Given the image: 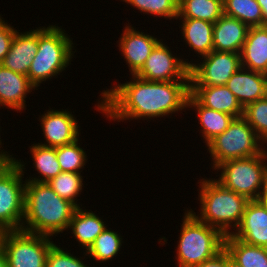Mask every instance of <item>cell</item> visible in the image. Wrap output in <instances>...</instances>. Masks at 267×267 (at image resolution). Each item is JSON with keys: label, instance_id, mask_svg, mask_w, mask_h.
Listing matches in <instances>:
<instances>
[{"label": "cell", "instance_id": "1", "mask_svg": "<svg viewBox=\"0 0 267 267\" xmlns=\"http://www.w3.org/2000/svg\"><path fill=\"white\" fill-rule=\"evenodd\" d=\"M130 81L115 83L99 96L95 109L110 121L147 120L184 111L191 93L190 81L156 82L131 75Z\"/></svg>", "mask_w": 267, "mask_h": 267}, {"label": "cell", "instance_id": "2", "mask_svg": "<svg viewBox=\"0 0 267 267\" xmlns=\"http://www.w3.org/2000/svg\"><path fill=\"white\" fill-rule=\"evenodd\" d=\"M76 206L59 197L48 183L26 181L21 230L53 237L68 231Z\"/></svg>", "mask_w": 267, "mask_h": 267}, {"label": "cell", "instance_id": "3", "mask_svg": "<svg viewBox=\"0 0 267 267\" xmlns=\"http://www.w3.org/2000/svg\"><path fill=\"white\" fill-rule=\"evenodd\" d=\"M200 181V182H199ZM198 200L200 214L190 211L202 222L218 229L224 236L232 235L240 225L249 200L225 188L216 179L200 178Z\"/></svg>", "mask_w": 267, "mask_h": 267}, {"label": "cell", "instance_id": "4", "mask_svg": "<svg viewBox=\"0 0 267 267\" xmlns=\"http://www.w3.org/2000/svg\"><path fill=\"white\" fill-rule=\"evenodd\" d=\"M65 32V29L53 24L38 27V50L28 71L29 81L36 90L41 83L66 71V67L71 64L75 53L74 44Z\"/></svg>", "mask_w": 267, "mask_h": 267}, {"label": "cell", "instance_id": "5", "mask_svg": "<svg viewBox=\"0 0 267 267\" xmlns=\"http://www.w3.org/2000/svg\"><path fill=\"white\" fill-rule=\"evenodd\" d=\"M182 220L175 256L178 267H194L224 248L225 236L218 229L200 221L188 208Z\"/></svg>", "mask_w": 267, "mask_h": 267}, {"label": "cell", "instance_id": "6", "mask_svg": "<svg viewBox=\"0 0 267 267\" xmlns=\"http://www.w3.org/2000/svg\"><path fill=\"white\" fill-rule=\"evenodd\" d=\"M267 148L259 155L224 161L214 170L220 171L216 179L225 188L246 197L258 200L267 189Z\"/></svg>", "mask_w": 267, "mask_h": 267}, {"label": "cell", "instance_id": "7", "mask_svg": "<svg viewBox=\"0 0 267 267\" xmlns=\"http://www.w3.org/2000/svg\"><path fill=\"white\" fill-rule=\"evenodd\" d=\"M254 129L242 117L234 118L229 127L207 145L213 170L232 159L249 158L262 154L267 148Z\"/></svg>", "mask_w": 267, "mask_h": 267}, {"label": "cell", "instance_id": "8", "mask_svg": "<svg viewBox=\"0 0 267 267\" xmlns=\"http://www.w3.org/2000/svg\"><path fill=\"white\" fill-rule=\"evenodd\" d=\"M25 164L12 159L0 170V232L21 230L24 217Z\"/></svg>", "mask_w": 267, "mask_h": 267}, {"label": "cell", "instance_id": "9", "mask_svg": "<svg viewBox=\"0 0 267 267\" xmlns=\"http://www.w3.org/2000/svg\"><path fill=\"white\" fill-rule=\"evenodd\" d=\"M54 244L50 236L23 230L0 232L7 267H46L47 254Z\"/></svg>", "mask_w": 267, "mask_h": 267}, {"label": "cell", "instance_id": "10", "mask_svg": "<svg viewBox=\"0 0 267 267\" xmlns=\"http://www.w3.org/2000/svg\"><path fill=\"white\" fill-rule=\"evenodd\" d=\"M190 66V86H223L241 66V54L213 50Z\"/></svg>", "mask_w": 267, "mask_h": 267}, {"label": "cell", "instance_id": "11", "mask_svg": "<svg viewBox=\"0 0 267 267\" xmlns=\"http://www.w3.org/2000/svg\"><path fill=\"white\" fill-rule=\"evenodd\" d=\"M165 44L162 39L135 75L141 79L156 82L190 81L189 60H183L177 54L175 56L171 48Z\"/></svg>", "mask_w": 267, "mask_h": 267}, {"label": "cell", "instance_id": "12", "mask_svg": "<svg viewBox=\"0 0 267 267\" xmlns=\"http://www.w3.org/2000/svg\"><path fill=\"white\" fill-rule=\"evenodd\" d=\"M62 110V111H61ZM48 109L39 116L45 142L42 146L57 148L74 142L80 137V124L68 109ZM79 128V129H78Z\"/></svg>", "mask_w": 267, "mask_h": 267}, {"label": "cell", "instance_id": "13", "mask_svg": "<svg viewBox=\"0 0 267 267\" xmlns=\"http://www.w3.org/2000/svg\"><path fill=\"white\" fill-rule=\"evenodd\" d=\"M134 27L128 22V26L124 27V32L117 41L119 51H121L131 75H135L143 67L152 50L161 41L152 34H144Z\"/></svg>", "mask_w": 267, "mask_h": 267}, {"label": "cell", "instance_id": "14", "mask_svg": "<svg viewBox=\"0 0 267 267\" xmlns=\"http://www.w3.org/2000/svg\"><path fill=\"white\" fill-rule=\"evenodd\" d=\"M232 236L247 244L267 248V211L258 200L247 203L240 225Z\"/></svg>", "mask_w": 267, "mask_h": 267}, {"label": "cell", "instance_id": "15", "mask_svg": "<svg viewBox=\"0 0 267 267\" xmlns=\"http://www.w3.org/2000/svg\"><path fill=\"white\" fill-rule=\"evenodd\" d=\"M243 108L267 96V75L241 67L225 85Z\"/></svg>", "mask_w": 267, "mask_h": 267}, {"label": "cell", "instance_id": "16", "mask_svg": "<svg viewBox=\"0 0 267 267\" xmlns=\"http://www.w3.org/2000/svg\"><path fill=\"white\" fill-rule=\"evenodd\" d=\"M35 28L25 32L16 31L10 50L1 63L4 68L28 76L38 50V28Z\"/></svg>", "mask_w": 267, "mask_h": 267}, {"label": "cell", "instance_id": "17", "mask_svg": "<svg viewBox=\"0 0 267 267\" xmlns=\"http://www.w3.org/2000/svg\"><path fill=\"white\" fill-rule=\"evenodd\" d=\"M35 89L27 75L4 68L0 64V105L17 112L26 110V95Z\"/></svg>", "mask_w": 267, "mask_h": 267}, {"label": "cell", "instance_id": "18", "mask_svg": "<svg viewBox=\"0 0 267 267\" xmlns=\"http://www.w3.org/2000/svg\"><path fill=\"white\" fill-rule=\"evenodd\" d=\"M249 27L223 14L213 27V50L241 53Z\"/></svg>", "mask_w": 267, "mask_h": 267}, {"label": "cell", "instance_id": "19", "mask_svg": "<svg viewBox=\"0 0 267 267\" xmlns=\"http://www.w3.org/2000/svg\"><path fill=\"white\" fill-rule=\"evenodd\" d=\"M191 94L205 107L229 115L242 117L244 108L225 86H191Z\"/></svg>", "mask_w": 267, "mask_h": 267}, {"label": "cell", "instance_id": "20", "mask_svg": "<svg viewBox=\"0 0 267 267\" xmlns=\"http://www.w3.org/2000/svg\"><path fill=\"white\" fill-rule=\"evenodd\" d=\"M240 54L242 67L267 75V25L249 27Z\"/></svg>", "mask_w": 267, "mask_h": 267}, {"label": "cell", "instance_id": "21", "mask_svg": "<svg viewBox=\"0 0 267 267\" xmlns=\"http://www.w3.org/2000/svg\"><path fill=\"white\" fill-rule=\"evenodd\" d=\"M104 222L93 211L83 210V207H78L70 220L68 230L70 229L74 239L79 244L78 246L85 249L84 251L86 252L106 226H108Z\"/></svg>", "mask_w": 267, "mask_h": 267}, {"label": "cell", "instance_id": "22", "mask_svg": "<svg viewBox=\"0 0 267 267\" xmlns=\"http://www.w3.org/2000/svg\"><path fill=\"white\" fill-rule=\"evenodd\" d=\"M179 20H182L179 28L181 27L183 42L198 54V58L213 51V23L191 18H179Z\"/></svg>", "mask_w": 267, "mask_h": 267}, {"label": "cell", "instance_id": "23", "mask_svg": "<svg viewBox=\"0 0 267 267\" xmlns=\"http://www.w3.org/2000/svg\"><path fill=\"white\" fill-rule=\"evenodd\" d=\"M187 108L196 111L198 123L201 126V137L206 145L217 135L222 134L235 118L232 115L203 106L191 93L187 100Z\"/></svg>", "mask_w": 267, "mask_h": 267}, {"label": "cell", "instance_id": "24", "mask_svg": "<svg viewBox=\"0 0 267 267\" xmlns=\"http://www.w3.org/2000/svg\"><path fill=\"white\" fill-rule=\"evenodd\" d=\"M224 247L241 267H267V248L247 244L232 235L225 236Z\"/></svg>", "mask_w": 267, "mask_h": 267}, {"label": "cell", "instance_id": "25", "mask_svg": "<svg viewBox=\"0 0 267 267\" xmlns=\"http://www.w3.org/2000/svg\"><path fill=\"white\" fill-rule=\"evenodd\" d=\"M29 148L33 158V168L35 167L39 176H30L25 181L47 183L62 172L56 155V148L42 146L38 143H34Z\"/></svg>", "mask_w": 267, "mask_h": 267}, {"label": "cell", "instance_id": "26", "mask_svg": "<svg viewBox=\"0 0 267 267\" xmlns=\"http://www.w3.org/2000/svg\"><path fill=\"white\" fill-rule=\"evenodd\" d=\"M223 15V0H178V18L215 23Z\"/></svg>", "mask_w": 267, "mask_h": 267}, {"label": "cell", "instance_id": "27", "mask_svg": "<svg viewBox=\"0 0 267 267\" xmlns=\"http://www.w3.org/2000/svg\"><path fill=\"white\" fill-rule=\"evenodd\" d=\"M108 227L102 231V233L95 239L93 244L89 247V249L84 252V259L85 256H88L90 259L93 258L96 260L95 262H106L111 259L113 260L117 254L120 253V248L123 243V238L118 234V231H114L111 228L107 229ZM119 252V253H118Z\"/></svg>", "mask_w": 267, "mask_h": 267}, {"label": "cell", "instance_id": "28", "mask_svg": "<svg viewBox=\"0 0 267 267\" xmlns=\"http://www.w3.org/2000/svg\"><path fill=\"white\" fill-rule=\"evenodd\" d=\"M223 14L237 18L248 27L264 26L261 7L256 0H223Z\"/></svg>", "mask_w": 267, "mask_h": 267}, {"label": "cell", "instance_id": "29", "mask_svg": "<svg viewBox=\"0 0 267 267\" xmlns=\"http://www.w3.org/2000/svg\"><path fill=\"white\" fill-rule=\"evenodd\" d=\"M81 175V173L61 172L47 183L59 197L68 200L78 208L81 204H78L77 197L80 196L84 186Z\"/></svg>", "mask_w": 267, "mask_h": 267}, {"label": "cell", "instance_id": "30", "mask_svg": "<svg viewBox=\"0 0 267 267\" xmlns=\"http://www.w3.org/2000/svg\"><path fill=\"white\" fill-rule=\"evenodd\" d=\"M78 142H80V138L72 143L56 148V155L62 172H82L87 162V154Z\"/></svg>", "mask_w": 267, "mask_h": 267}, {"label": "cell", "instance_id": "31", "mask_svg": "<svg viewBox=\"0 0 267 267\" xmlns=\"http://www.w3.org/2000/svg\"><path fill=\"white\" fill-rule=\"evenodd\" d=\"M132 5L143 14L154 17H164L165 19H175L178 17V0H121Z\"/></svg>", "mask_w": 267, "mask_h": 267}, {"label": "cell", "instance_id": "32", "mask_svg": "<svg viewBox=\"0 0 267 267\" xmlns=\"http://www.w3.org/2000/svg\"><path fill=\"white\" fill-rule=\"evenodd\" d=\"M243 117L267 146V96L248 104Z\"/></svg>", "mask_w": 267, "mask_h": 267}, {"label": "cell", "instance_id": "33", "mask_svg": "<svg viewBox=\"0 0 267 267\" xmlns=\"http://www.w3.org/2000/svg\"><path fill=\"white\" fill-rule=\"evenodd\" d=\"M64 250L63 247L61 248L55 243L47 254L46 267H90L78 256L76 257L71 252Z\"/></svg>", "mask_w": 267, "mask_h": 267}, {"label": "cell", "instance_id": "34", "mask_svg": "<svg viewBox=\"0 0 267 267\" xmlns=\"http://www.w3.org/2000/svg\"><path fill=\"white\" fill-rule=\"evenodd\" d=\"M16 31L14 26H10L0 15V64L10 50Z\"/></svg>", "mask_w": 267, "mask_h": 267}, {"label": "cell", "instance_id": "35", "mask_svg": "<svg viewBox=\"0 0 267 267\" xmlns=\"http://www.w3.org/2000/svg\"><path fill=\"white\" fill-rule=\"evenodd\" d=\"M194 267H226V249L225 247L214 257L198 264Z\"/></svg>", "mask_w": 267, "mask_h": 267}, {"label": "cell", "instance_id": "36", "mask_svg": "<svg viewBox=\"0 0 267 267\" xmlns=\"http://www.w3.org/2000/svg\"><path fill=\"white\" fill-rule=\"evenodd\" d=\"M12 159L7 151L0 152V170Z\"/></svg>", "mask_w": 267, "mask_h": 267}, {"label": "cell", "instance_id": "37", "mask_svg": "<svg viewBox=\"0 0 267 267\" xmlns=\"http://www.w3.org/2000/svg\"><path fill=\"white\" fill-rule=\"evenodd\" d=\"M261 7L264 25H267V0H256Z\"/></svg>", "mask_w": 267, "mask_h": 267}, {"label": "cell", "instance_id": "38", "mask_svg": "<svg viewBox=\"0 0 267 267\" xmlns=\"http://www.w3.org/2000/svg\"><path fill=\"white\" fill-rule=\"evenodd\" d=\"M226 267H241L235 260H233L226 250Z\"/></svg>", "mask_w": 267, "mask_h": 267}, {"label": "cell", "instance_id": "39", "mask_svg": "<svg viewBox=\"0 0 267 267\" xmlns=\"http://www.w3.org/2000/svg\"><path fill=\"white\" fill-rule=\"evenodd\" d=\"M258 201L265 207L267 211V189L262 193Z\"/></svg>", "mask_w": 267, "mask_h": 267}, {"label": "cell", "instance_id": "40", "mask_svg": "<svg viewBox=\"0 0 267 267\" xmlns=\"http://www.w3.org/2000/svg\"><path fill=\"white\" fill-rule=\"evenodd\" d=\"M0 267H7V259L1 246H0Z\"/></svg>", "mask_w": 267, "mask_h": 267}, {"label": "cell", "instance_id": "41", "mask_svg": "<svg viewBox=\"0 0 267 267\" xmlns=\"http://www.w3.org/2000/svg\"><path fill=\"white\" fill-rule=\"evenodd\" d=\"M4 108V106L3 105H0V108H2V107ZM2 128H0V130H1ZM1 132V131H0ZM1 137V136H0ZM1 139V138H0ZM0 143L2 144V140H0Z\"/></svg>", "mask_w": 267, "mask_h": 267}, {"label": "cell", "instance_id": "42", "mask_svg": "<svg viewBox=\"0 0 267 267\" xmlns=\"http://www.w3.org/2000/svg\"><path fill=\"white\" fill-rule=\"evenodd\" d=\"M1 147H2V144L0 143V152H3V151H4V149L2 150V149H1Z\"/></svg>", "mask_w": 267, "mask_h": 267}]
</instances>
